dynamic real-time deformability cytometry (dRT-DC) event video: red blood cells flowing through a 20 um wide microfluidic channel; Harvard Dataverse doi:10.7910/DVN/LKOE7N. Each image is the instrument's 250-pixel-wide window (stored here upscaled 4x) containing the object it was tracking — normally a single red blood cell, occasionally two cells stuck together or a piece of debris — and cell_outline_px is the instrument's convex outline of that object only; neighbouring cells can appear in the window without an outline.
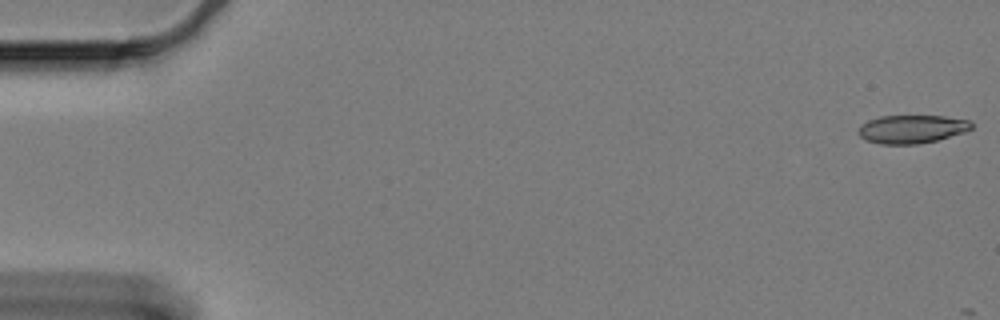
{"species": "Egyptian fruit bat (a non-hibernating species)", "species_latin": "Rousettus aegyptiacus", "temperature_condition": "cold", "stored_images_in_passage": 4, "camera_frame_rate_fps": 3000, "um_per_image_px": 0.085, "animal": {"sex": "female"}, "frame": {"image": 1, "passage_image": 1, "time_ms": 0.0, "image_size_px": [1000, 320], "cell_outline_px": [[972, 128], [964, 132], [936, 140], [916, 144], [880, 144], [868, 140], [860, 136], [860, 124], [868, 120], [880, 116], [944, 116], [968, 120], [972, 124]], "centroid_in_image_um": [77.5, 10.96], "position_along_channel_um": 7.5, "area_um2": 18.38}}